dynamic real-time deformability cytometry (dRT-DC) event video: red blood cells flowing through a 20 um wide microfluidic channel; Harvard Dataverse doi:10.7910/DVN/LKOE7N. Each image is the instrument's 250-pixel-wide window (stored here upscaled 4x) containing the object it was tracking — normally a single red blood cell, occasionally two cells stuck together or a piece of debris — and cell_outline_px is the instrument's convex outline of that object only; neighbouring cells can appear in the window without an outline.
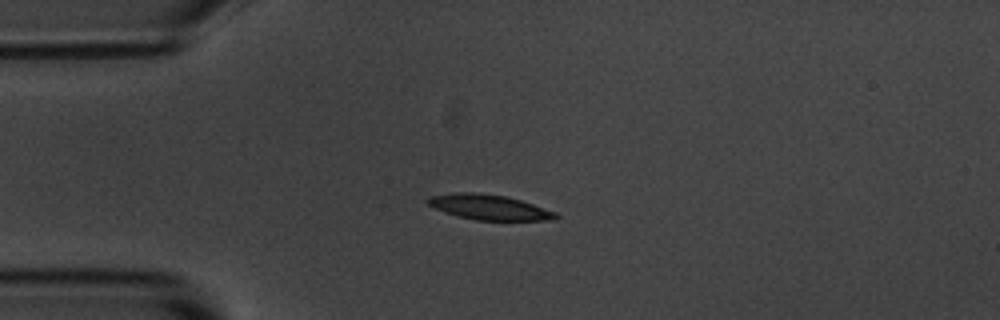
{"species": "common noctule bat (a hibernating species)", "species_latin": "Nyctalus noctula", "temperature_condition": "room temperature", "stored_images_in_passage": 12, "camera_frame_rate_fps": 3000, "um_per_image_px": 0.085, "animal": {"sex": "male", "body_mass_g": 20.1, "forearm_length_mm": 53.5}, "frame": {"image": 1, "passage_image": 3, "time_ms": 3.333, "image_size_px": [1000, 320], "cell_outline_px": [[560, 216], [556, 220], [476, 220], [456, 216], [444, 212], [428, 204], [424, 200], [428, 196], [460, 192], [472, 192], [504, 196], [520, 200], [556, 212]], "centroid_in_image_um": [41.56, 17.62], "position_along_channel_um": 43.4, "area_um2": 18.67}}
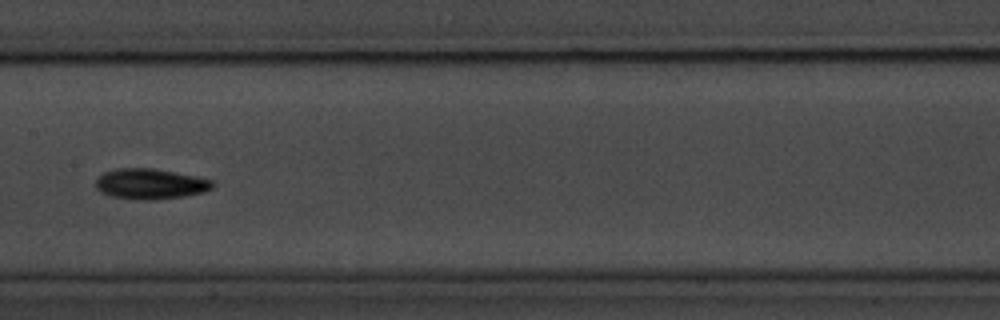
{"frame": {"image": 2, "passage_image": 7, "time_ms": 8.0, "image_size_px": [1000, 320], "cell_outline_px": [[216, 184], [212, 188], [204, 192], [184, 196], [156, 200], [136, 200], [112, 196], [100, 192], [96, 188], [96, 180], [104, 172], [116, 168], [152, 168], [196, 176], [212, 180]], "centroid_in_image_um": [12.78, 15.64], "position_along_channel_um": 194.6, "area_um2": 20.87}}
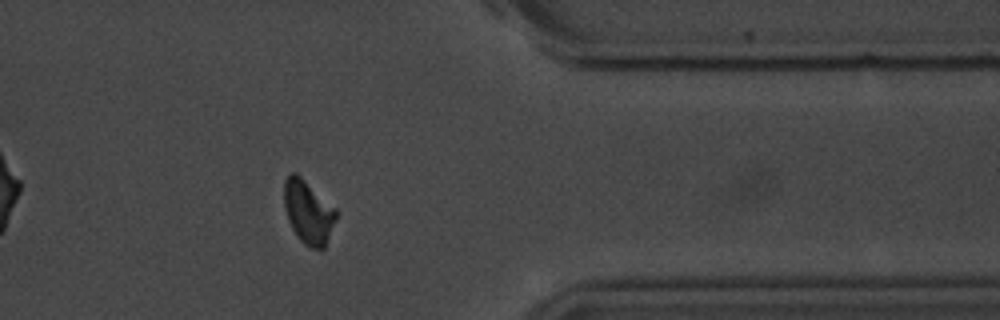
{"frame": {"image": 3, "passage_image": 12, "time_ms": 13.667, "image_size_px": [1000, 320], "cell_outline_px": [[340, 212], [324, 248], [312, 248], [304, 244], [296, 236], [288, 220], [284, 208], [284, 180], [292, 172], [296, 172], [336, 208]], "centroid_in_image_um": [26.22, 18.02], "position_along_channel_um": 385.2, "area_um2": 19.42}, "authors_computed_cell_mechanics": {"area_um2": 19.3052, "velocity_mm_per_s": 3.6261, "shape_relaxation_time_tau1_ms": 2.3462, "shape_relaxation_time_tau2_ms": 4.2914, "deformation_change_tau1": 0.1103, "deformation_change_tau2": 0.0882}}